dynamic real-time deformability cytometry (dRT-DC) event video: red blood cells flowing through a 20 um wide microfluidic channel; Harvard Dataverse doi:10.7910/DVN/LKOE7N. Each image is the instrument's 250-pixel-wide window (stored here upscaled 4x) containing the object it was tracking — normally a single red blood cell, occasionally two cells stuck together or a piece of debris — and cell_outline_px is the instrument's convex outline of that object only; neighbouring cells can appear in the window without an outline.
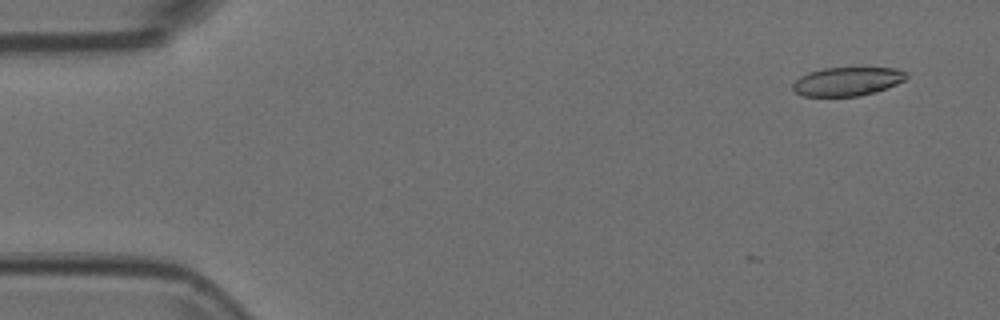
{"species": "Egyptian fruit bat (a non-hibernating species)", "species_latin": "Rousettus aegyptiacus", "temperature_condition": "room temperature", "stored_images_in_passage": 4, "camera_frame_rate_fps": 3000, "um_per_image_px": 0.085, "animal": {"sex": "female"}, "frame": {"image": 1, "passage_image": 4, "time_ms": 1.0, "image_size_px": [1000, 320], "cell_outline_px": [[908, 76], [904, 80], [896, 84], [876, 92], [860, 96], [804, 96], [796, 92], [792, 88], [792, 84], [800, 76], [808, 72], [824, 68], [896, 68], [908, 72]], "centroid_in_image_um": [72.03, 6.92], "position_along_channel_um": 13.0, "area_um2": 19.02}}